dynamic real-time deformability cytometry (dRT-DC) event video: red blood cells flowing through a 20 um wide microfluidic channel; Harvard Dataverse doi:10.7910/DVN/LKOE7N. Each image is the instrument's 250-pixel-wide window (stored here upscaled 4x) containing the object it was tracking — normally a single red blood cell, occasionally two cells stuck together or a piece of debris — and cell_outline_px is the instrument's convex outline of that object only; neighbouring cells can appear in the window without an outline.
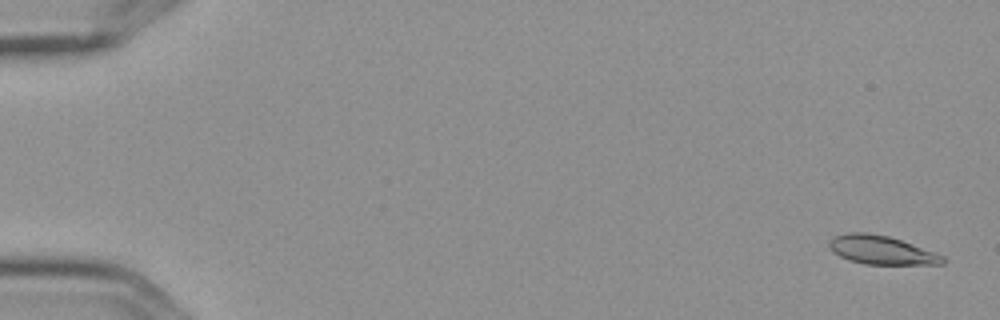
{"species": "Egyptian fruit bat (a non-hibernating species)", "species_latin": "Rousettus aegyptiacus", "temperature_condition": "cold", "stored_images_in_passage": 8, "camera_frame_rate_fps": 3000, "um_per_image_px": 0.085, "frame": {"image": 1, "passage_image": 1, "time_ms": 0.0, "image_size_px": [1000, 320], "cell_outline_px": [[944, 264], [864, 264], [848, 260], [832, 252], [828, 244], [828, 240], [832, 236], [848, 232], [868, 232], [888, 236], [912, 244], [944, 256]], "centroid_in_image_um": [74.84, 21.24], "position_along_channel_um": 10.2, "area_um2": 18.96}}
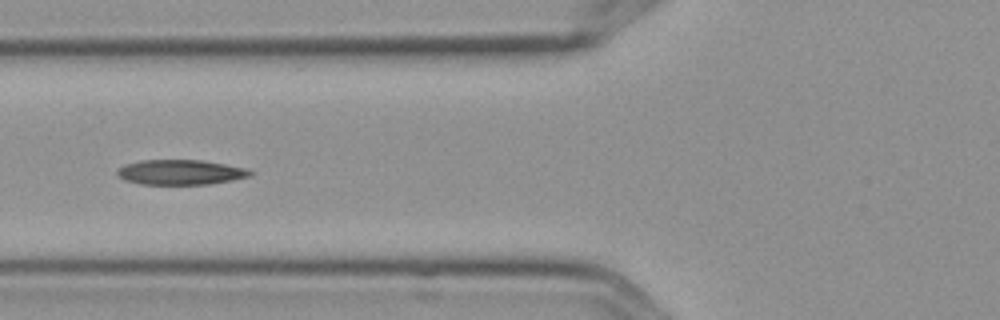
{"frame": {"image": 2, "passage_image": 7, "time_ms": 2.0, "image_size_px": [1000, 320], "cell_outline_px": [[256, 172], [252, 176], [232, 180], [208, 184], [140, 184], [124, 180], [116, 172], [124, 164], [140, 160], [200, 160], [248, 168]], "centroid_in_image_um": [15.39, 14.64], "position_along_channel_um": 110.4, "area_um2": 19.42}}
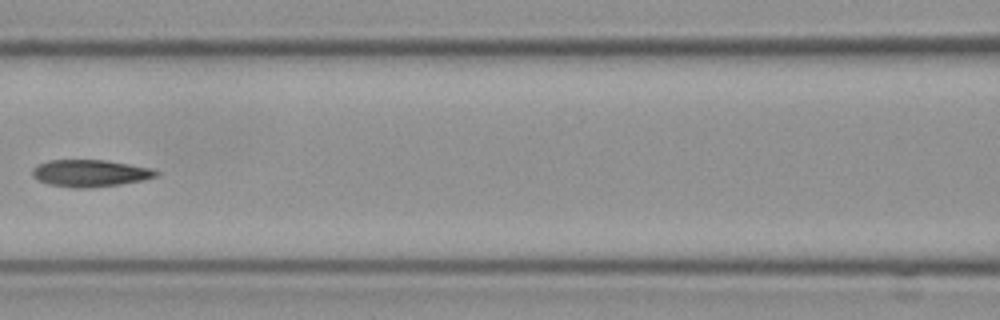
{"frame": {"image": 3, "passage_image": 8, "time_ms": 2.333, "image_size_px": [1000, 320], "cell_outline_px": [[160, 176], [144, 180], [120, 184], [88, 188], [76, 188], [48, 184], [32, 176], [32, 168], [48, 160], [104, 160], [152, 168], [160, 172]], "centroid_in_image_um": [7.7, 14.72], "position_along_channel_um": 158.9, "area_um2": 19.48}}